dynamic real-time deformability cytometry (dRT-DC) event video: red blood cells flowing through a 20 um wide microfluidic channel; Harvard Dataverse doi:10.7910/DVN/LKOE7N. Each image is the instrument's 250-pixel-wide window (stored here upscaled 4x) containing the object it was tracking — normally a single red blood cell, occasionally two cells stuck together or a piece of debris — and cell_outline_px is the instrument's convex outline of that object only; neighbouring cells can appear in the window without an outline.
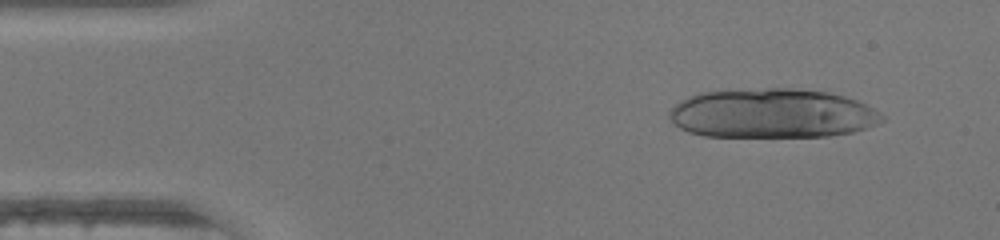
{"species": "human", "species_latin": "Homo sapiens", "temperature_condition": "warm", "stored_images_in_passage": 15, "camera_frame_rate_fps": 3000, "um_per_image_px": 0.085, "donor": {"sex": "female"}, "frame": {"image": 1, "passage_image": 4, "time_ms": 1.0, "image_size_px": [1000, 240], "cell_outline_px": [[884, 120], [876, 124], [852, 132], [828, 136], [704, 136], [688, 132], [680, 128], [668, 116], [668, 112], [680, 100], [688, 96], [700, 92], [764, 88], [792, 88], [828, 92], [844, 96], [856, 100], [872, 108], [884, 116]], "centroid_in_image_um": [65.61, 9.63], "position_along_channel_um": 19.4, "area_um2": 60.98}}